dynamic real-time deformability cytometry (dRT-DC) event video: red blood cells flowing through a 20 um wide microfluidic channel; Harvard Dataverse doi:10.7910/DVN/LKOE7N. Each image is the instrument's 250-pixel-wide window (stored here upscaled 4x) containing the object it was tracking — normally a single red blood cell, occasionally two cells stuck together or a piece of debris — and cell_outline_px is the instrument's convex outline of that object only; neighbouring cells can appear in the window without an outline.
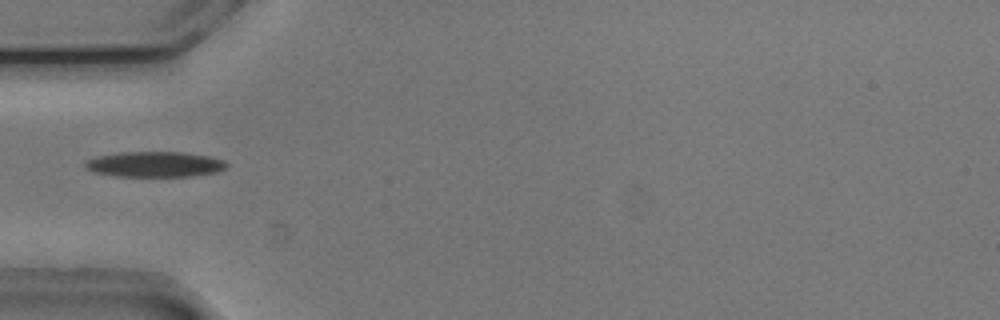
{"species": "common noctule bat (a hibernating species)", "species_latin": "Nyctalus noctula", "temperature_condition": "cold", "stored_images_in_passage": 4, "camera_frame_rate_fps": 3000, "um_per_image_px": 0.085, "animal": {"sex": "male", "body_mass_g": 20.5, "forearm_length_mm": 52.5}, "frame": {"image": 1, "passage_image": 1, "time_ms": 0.0, "image_size_px": [1000, 320], "cell_outline_px": [[228, 164], [224, 168], [216, 172], [188, 176], [112, 176], [92, 172], [84, 168], [84, 164], [88, 160], [96, 156], [116, 152], [184, 152], [208, 156], [224, 160]], "centroid_in_image_um": [13.09, 13.96], "position_along_channel_um": 71.9, "area_um2": 21.04}}